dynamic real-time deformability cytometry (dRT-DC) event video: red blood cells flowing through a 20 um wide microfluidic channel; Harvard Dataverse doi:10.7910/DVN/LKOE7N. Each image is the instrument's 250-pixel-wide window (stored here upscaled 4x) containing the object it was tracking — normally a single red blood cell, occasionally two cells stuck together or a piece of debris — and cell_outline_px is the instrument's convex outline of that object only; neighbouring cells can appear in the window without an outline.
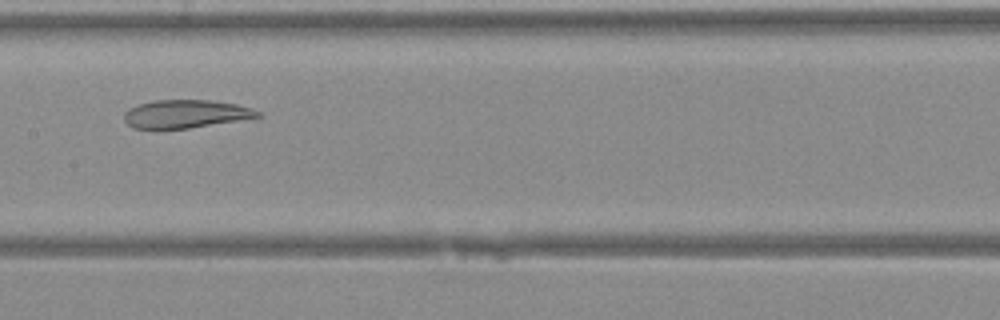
{"species": "Egyptian fruit bat (a non-hibernating species)", "species_latin": "Rousettus aegyptiacus", "temperature_condition": "warm", "stored_images_in_passage": 35, "camera_frame_rate_fps": 3000, "um_per_image_px": 0.085, "animal": {"sex": "female"}, "frame": {"image": 1, "passage_image": 15, "time_ms": 4.667, "image_size_px": [1000, 320], "cell_outline_px": [[264, 116], [188, 128], [132, 128], [124, 120], [124, 112], [128, 108], [136, 104], [152, 100], [212, 100], [236, 104], [252, 108], [260, 112]], "centroid_in_image_um": [15.76, 9.67], "position_along_channel_um": 191.6, "area_um2": 21.91}}
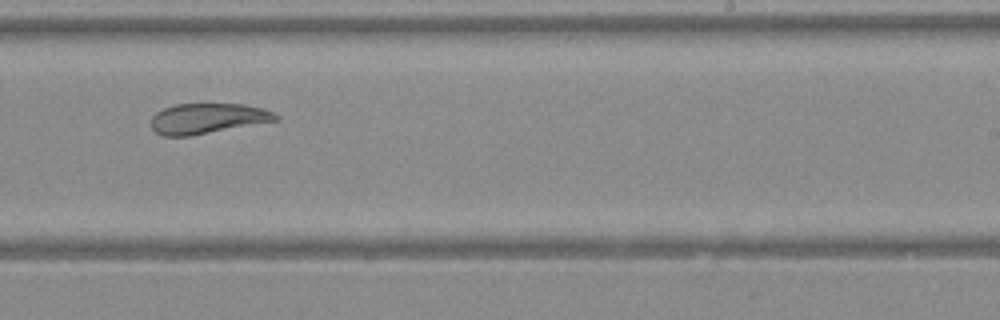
{"frame": {"image": 2, "passage_image": 20, "time_ms": 6.333, "image_size_px": [1000, 320], "cell_outline_px": [[280, 120], [188, 136], [164, 136], [156, 132], [152, 128], [152, 116], [156, 112], [164, 108], [176, 104], [244, 104], [264, 108], [280, 116]], "centroid_in_image_um": [17.67, 10.06], "position_along_channel_um": 271.3, "area_um2": 21.96}}
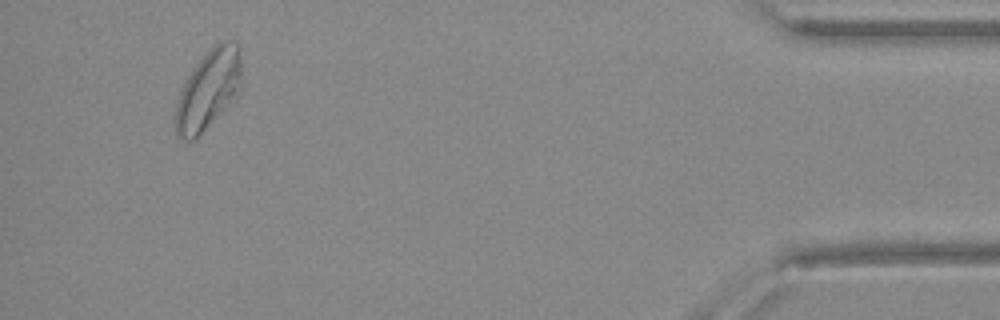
{"frame": {"image": 3, "passage_image": 33, "time_ms": 10.667, "image_size_px": [1000, 320], "cell_outline_px": [[240, 88], [232, 100], [192, 140], [180, 140], [176, 136], [176, 104], [180, 92], [188, 76], [196, 64], [220, 40], [236, 40], [240, 44]], "centroid_in_image_um": [17.71, 7.56], "position_along_channel_um": 417.5, "area_um2": 29.65}}